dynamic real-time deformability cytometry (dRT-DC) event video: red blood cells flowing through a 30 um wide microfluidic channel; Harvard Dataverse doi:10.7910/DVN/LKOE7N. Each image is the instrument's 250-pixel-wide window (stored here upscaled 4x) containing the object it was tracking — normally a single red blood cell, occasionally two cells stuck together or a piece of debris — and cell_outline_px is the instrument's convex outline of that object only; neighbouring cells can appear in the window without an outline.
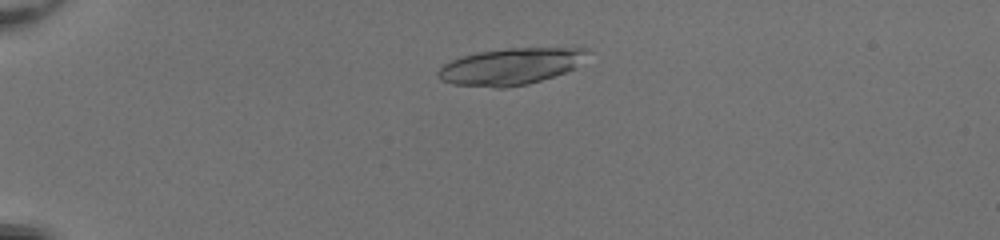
{"species": "common noctule bat (a hibernating species)", "species_latin": "Nyctalus noctula", "temperature_condition": "room temperature", "stored_images_in_passage": 48, "camera_frame_rate_fps": 3000, "um_per_image_px": 0.085, "animal": {"sex": "female", "body_mass_g": 20.0, "forearm_length_mm": 54.0}, "frame": {"image": 1, "passage_image": 10, "time_ms": 3.0, "image_size_px": [1000, 240], "cell_outline_px": [[588, 52], [576, 68], [528, 84], [504, 88], [496, 88], [452, 84], [440, 80], [436, 76], [436, 72], [444, 64], [460, 56], [476, 52], [508, 48], [588, 48]], "centroid_in_image_um": [43.34, 5.65], "position_along_channel_um": 41.7, "area_um2": 31.85}}